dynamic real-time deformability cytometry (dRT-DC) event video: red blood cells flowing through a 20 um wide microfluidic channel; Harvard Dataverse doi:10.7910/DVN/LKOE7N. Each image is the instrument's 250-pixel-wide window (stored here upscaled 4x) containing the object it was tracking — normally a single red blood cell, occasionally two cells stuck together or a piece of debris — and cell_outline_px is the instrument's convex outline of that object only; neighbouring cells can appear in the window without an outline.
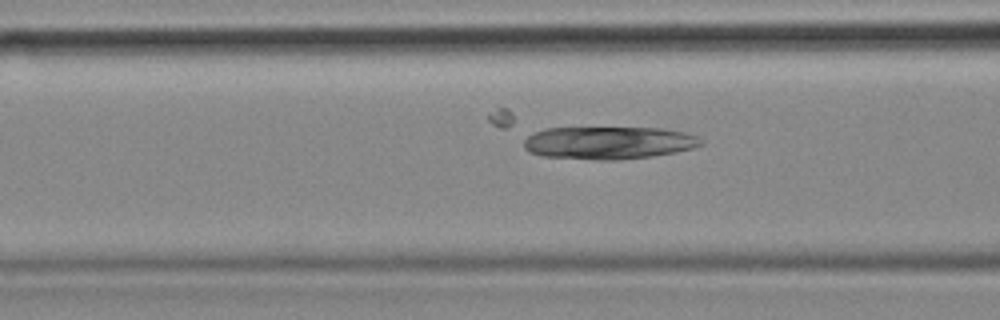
{"species": "common noctule bat (a hibernating species)", "species_latin": "Nyctalus noctula", "temperature_condition": "cold", "stored_images_in_passage": 54, "camera_frame_rate_fps": 3000, "um_per_image_px": 0.085, "animal": {"sex": "female", "body_mass_g": 18.4}, "frame": {"image": 1, "passage_image": 19, "time_ms": 6.0, "image_size_px": [1000, 320], "cell_outline_px": [[704, 144], [692, 148], [676, 152], [652, 156], [616, 160], [600, 160], [540, 156], [528, 152], [524, 148], [524, 136], [532, 132], [544, 128], [664, 128], [684, 132], [700, 136], [704, 140]], "centroid_in_image_um": [51.71, 12.13], "position_along_channel_um": 114.9, "area_um2": 34.22}}